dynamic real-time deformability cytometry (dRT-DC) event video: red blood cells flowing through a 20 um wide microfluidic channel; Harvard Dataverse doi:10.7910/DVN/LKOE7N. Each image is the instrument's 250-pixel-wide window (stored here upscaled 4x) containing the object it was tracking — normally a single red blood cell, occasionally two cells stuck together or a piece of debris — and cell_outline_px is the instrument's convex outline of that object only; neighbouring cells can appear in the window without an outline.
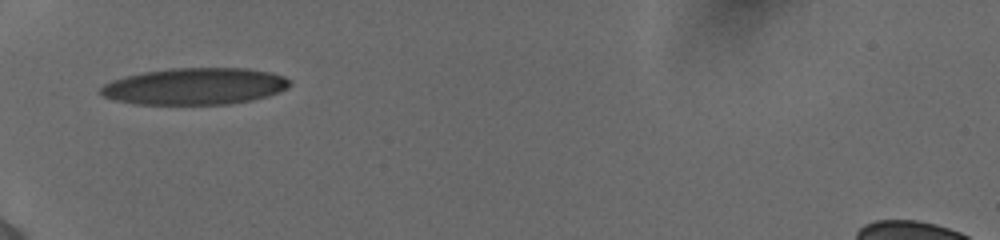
{"species": "human", "species_latin": "Homo sapiens", "temperature_condition": "cold", "stored_images_in_passage": 35, "camera_frame_rate_fps": 3000, "um_per_image_px": 0.085, "donor": {"sex": "female"}, "frame": {"image": 1, "passage_image": 1, "time_ms": 0.0, "image_size_px": [1000, 240], "cell_outline_px": [[292, 84], [288, 88], [280, 92], [268, 96], [252, 100], [228, 104], [136, 104], [116, 100], [104, 96], [100, 92], [100, 88], [104, 84], [112, 80], [124, 76], [144, 72], [172, 68], [248, 68], [272, 72], [284, 76], [292, 80]], "centroid_in_image_um": [16.63, 7.33], "position_along_channel_um": 68.4, "area_um2": 40.69}}
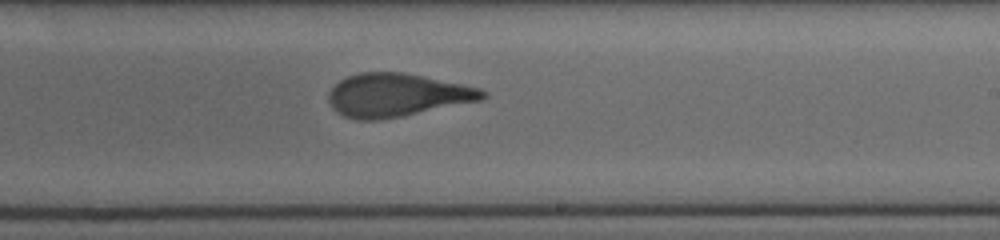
{"frame": {"image": 2, "passage_image": 16, "time_ms": 5.0, "image_size_px": [1000, 240], "cell_outline_px": [[488, 96], [480, 100], [400, 116], [376, 120], [356, 120], [344, 116], [336, 112], [332, 108], [328, 100], [328, 92], [340, 80], [348, 76], [360, 72], [400, 72], [480, 88], [488, 92]], "centroid_in_image_um": [33.68, 8.08], "position_along_channel_um": 255.3, "area_um2": 38.26}}
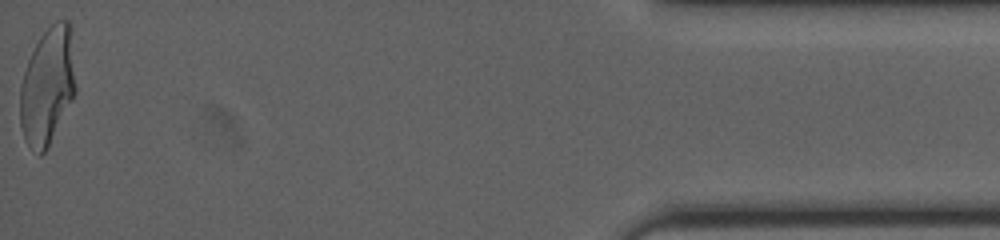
{"frame": {"image": 3, "passage_image": 35, "time_ms": 11.333, "image_size_px": [1000, 240], "cell_outline_px": [[76, 92], [48, 148], [40, 156], [24, 140], [20, 124], [20, 84], [28, 60], [40, 36], [56, 20], [68, 20], [72, 28], [76, 88]], "centroid_in_image_um": [4.05, 7.3], "position_along_channel_um": 431.1, "area_um2": 38.32}, "authors_computed_cell_mechanics": {"area_um2": 38.726, "velocity_mm_per_s": 3.8902, "shape_relaxation_time_tau1_ms": 6.4238, "shape_relaxation_time_tau2_ms": 1.2011, "deformation_change_tau1": 0.2408, "deformation_change_tau2": 0.0914}}